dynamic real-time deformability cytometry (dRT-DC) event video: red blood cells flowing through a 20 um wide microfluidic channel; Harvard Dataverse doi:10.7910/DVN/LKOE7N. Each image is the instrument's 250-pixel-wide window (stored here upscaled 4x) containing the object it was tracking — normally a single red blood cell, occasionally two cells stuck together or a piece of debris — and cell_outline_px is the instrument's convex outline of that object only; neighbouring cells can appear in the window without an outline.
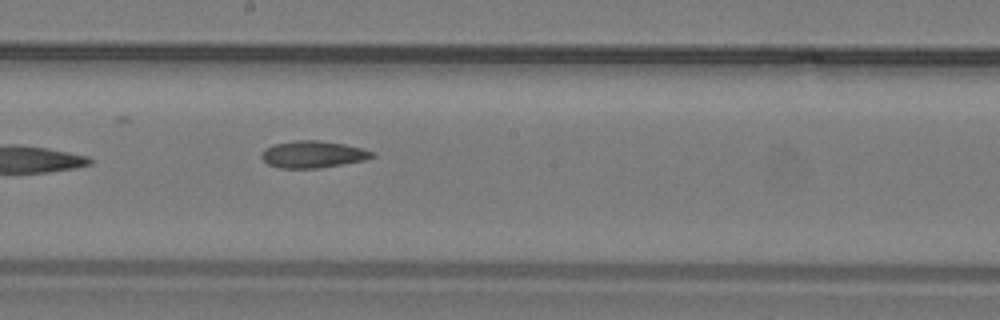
{"species": "common noctule bat (a hibernating species)", "species_latin": "Nyctalus noctula", "temperature_condition": "warm", "stored_images_in_passage": 8, "camera_frame_rate_fps": 3000, "um_per_image_px": 0.085, "animal": {"sex": "male", "body_mass_g": 19.2, "forearm_length_mm": 51.8}, "frame": {"image": 1, "passage_image": 8, "time_ms": 2.333, "image_size_px": [1000, 320], "cell_outline_px": [[376, 156], [364, 160], [320, 168], [280, 168], [268, 164], [260, 156], [264, 148], [276, 144], [296, 140], [320, 140], [344, 144], [364, 148], [376, 152]], "centroid_in_image_um": [26.64, 13.11], "position_along_channel_um": 221.6, "area_um2": 17.46}}